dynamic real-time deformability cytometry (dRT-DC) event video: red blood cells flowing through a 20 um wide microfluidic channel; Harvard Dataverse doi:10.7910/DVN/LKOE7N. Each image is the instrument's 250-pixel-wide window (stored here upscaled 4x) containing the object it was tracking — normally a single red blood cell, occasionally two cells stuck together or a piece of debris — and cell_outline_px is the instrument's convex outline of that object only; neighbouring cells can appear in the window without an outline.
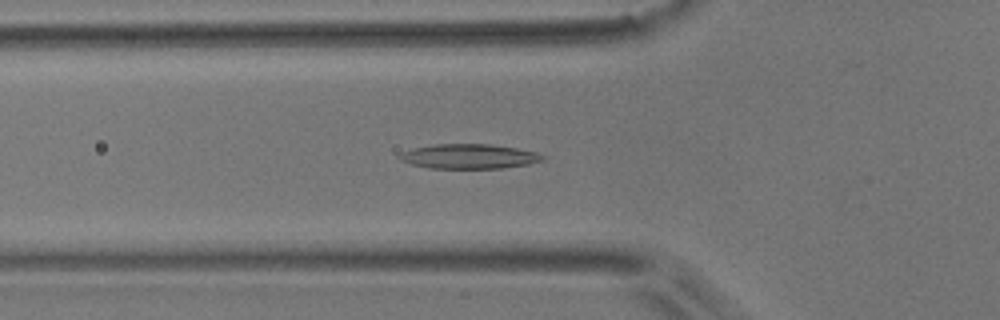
{"species": "common noctule bat (a hibernating species)", "species_latin": "Nyctalus noctula", "temperature_condition": "room temperature", "stored_images_in_passage": 52, "camera_frame_rate_fps": 3000, "um_per_image_px": 0.085, "animal": {"sex": "male", "body_mass_g": 17.9}, "frame": {"image": 1, "passage_image": 17, "time_ms": 5.333, "image_size_px": [1000, 320], "cell_outline_px": [[544, 160], [528, 164], [504, 168], [428, 168], [412, 164], [400, 160], [396, 156], [400, 152], [432, 144], [492, 144], [516, 148], [536, 152], [544, 156]], "centroid_in_image_um": [39.85, 13.29], "position_along_channel_um": 86.0, "area_um2": 20.58}}
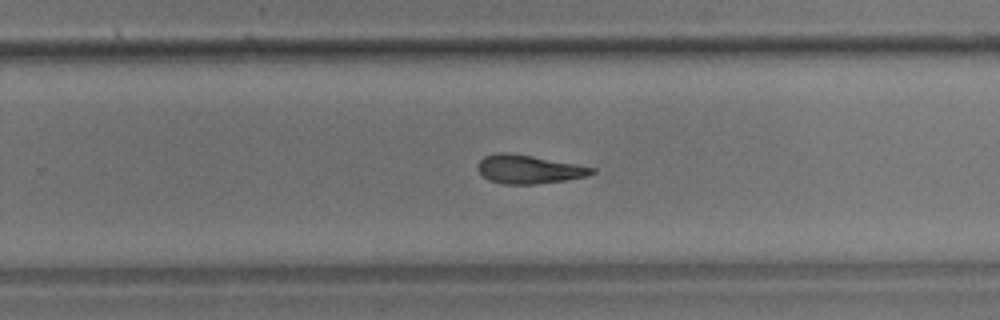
{"frame": {"image": 2, "passage_image": 33, "time_ms": 10.667, "image_size_px": [1000, 320], "cell_outline_px": [[596, 172], [588, 176], [564, 180], [536, 184], [504, 184], [488, 180], [476, 168], [476, 164], [484, 156], [496, 152], [508, 152], [532, 156], [596, 168]], "centroid_in_image_um": [44.91, 14.38], "position_along_channel_um": 284.9, "area_um2": 19.02}}
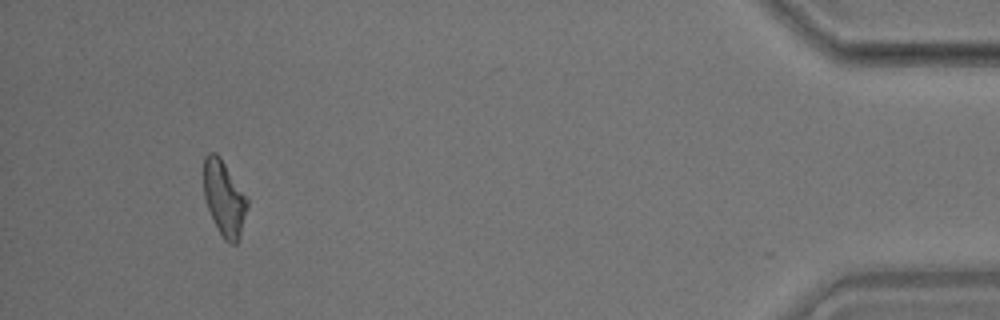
{"frame": {"image": 3, "passage_image": 49, "time_ms": 16.0, "image_size_px": [1000, 320], "cell_outline_px": [[248, 208], [240, 236], [236, 244], [232, 244], [224, 240], [212, 220], [204, 196], [204, 156], [208, 152], [216, 152], [220, 156], [248, 196]], "centroid_in_image_um": [19.07, 16.84], "position_along_channel_um": 416.1, "area_um2": 19.48}, "authors_computed_cell_mechanics": {"area_um2": 19.5653, "velocity_mm_per_s": 3.7282, "shape_relaxation_time_tau1_ms": null, "shape_relaxation_time_tau2_ms": 8.1085, "deformation_change_tau1": null, "deformation_change_tau2": 0.1908}}